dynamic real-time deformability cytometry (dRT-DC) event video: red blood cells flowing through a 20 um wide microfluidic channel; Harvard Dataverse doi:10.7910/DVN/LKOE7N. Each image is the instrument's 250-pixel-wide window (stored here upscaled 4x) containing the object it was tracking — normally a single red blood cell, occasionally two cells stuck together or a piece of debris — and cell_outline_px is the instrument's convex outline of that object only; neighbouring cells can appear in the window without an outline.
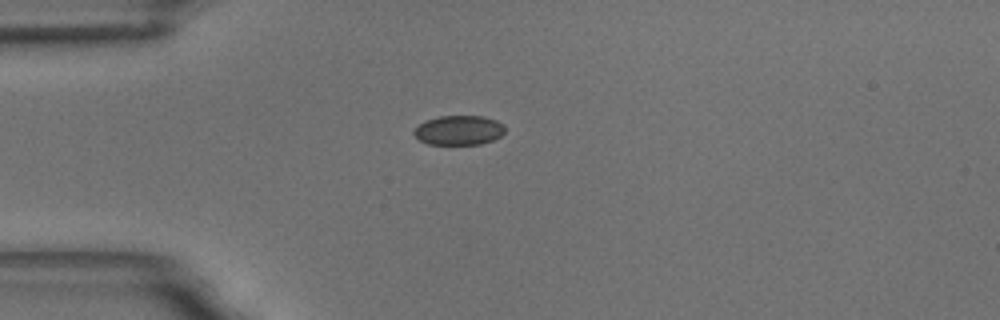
{"species": "common noctule bat (a hibernating species)", "species_latin": "Nyctalus noctula", "temperature_condition": "room temperature", "stored_images_in_passage": 3, "camera_frame_rate_fps": 3000, "um_per_image_px": 0.085, "animal": {"sex": "male", "body_mass_g": 18.8}, "frame": {"image": 1, "passage_image": 1, "time_ms": 0.0, "image_size_px": [1000, 320], "cell_outline_px": [[504, 132], [500, 136], [492, 140], [480, 144], [428, 144], [420, 140], [412, 132], [424, 120], [440, 116], [484, 116], [496, 120], [504, 124]], "centroid_in_image_um": [39.01, 11.06], "position_along_channel_um": 46.0, "area_um2": 15.61}}
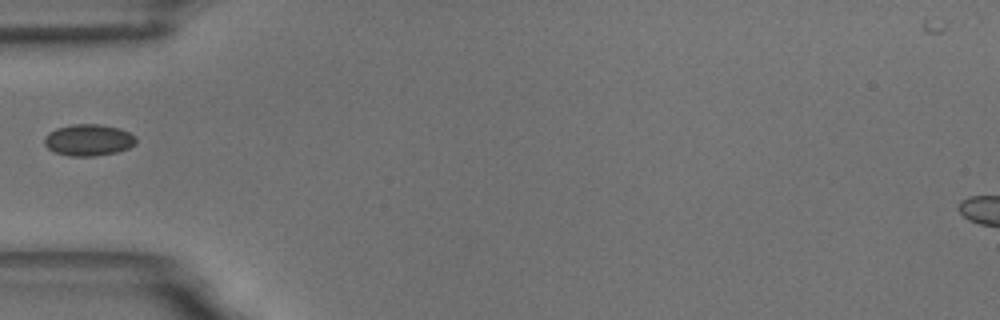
{"frame": {"image": 2, "passage_image": 2, "time_ms": 1.333, "image_size_px": [1000, 320], "cell_outline_px": [[136, 144], [128, 148], [116, 152], [92, 156], [68, 156], [56, 152], [48, 148], [44, 144], [44, 136], [48, 132], [56, 128], [72, 124], [100, 124], [120, 128], [136, 136]], "centroid_in_image_um": [7.52, 11.89], "position_along_channel_um": 77.5, "area_um2": 16.94}}
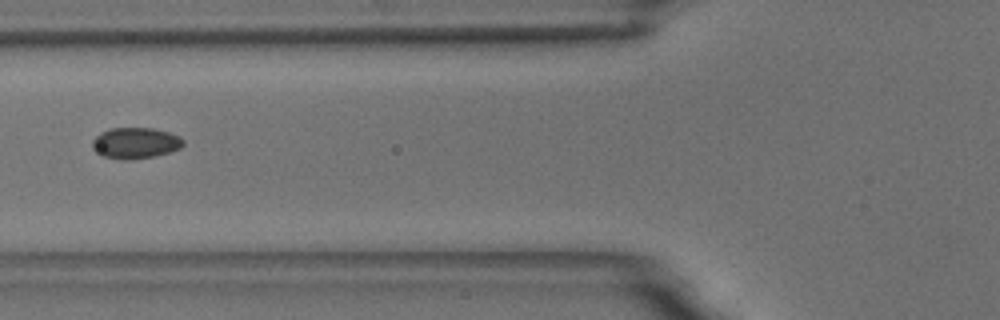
{"frame": {"image": 3, "passage_image": 3, "time_ms": 2.333, "image_size_px": [1000, 320], "cell_outline_px": [[184, 144], [180, 148], [156, 156], [132, 160], [124, 160], [104, 156], [96, 152], [92, 148], [92, 140], [100, 132], [108, 128], [152, 128], [168, 132], [180, 136], [184, 140]], "centroid_in_image_um": [11.5, 12.16], "position_along_channel_um": 114.3, "area_um2": 16.59}}